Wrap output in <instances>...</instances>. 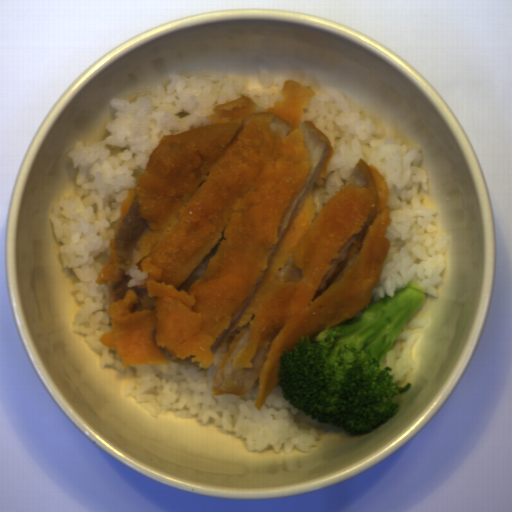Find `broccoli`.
Masks as SVG:
<instances>
[{"label": "broccoli", "mask_w": 512, "mask_h": 512, "mask_svg": "<svg viewBox=\"0 0 512 512\" xmlns=\"http://www.w3.org/2000/svg\"><path fill=\"white\" fill-rule=\"evenodd\" d=\"M425 302V288L414 282L285 349L277 385L286 403L312 421L350 435L369 433L387 422L398 414L395 398L412 386L399 385L392 367L381 366V359Z\"/></svg>", "instance_id": "1706d50b"}]
</instances>
